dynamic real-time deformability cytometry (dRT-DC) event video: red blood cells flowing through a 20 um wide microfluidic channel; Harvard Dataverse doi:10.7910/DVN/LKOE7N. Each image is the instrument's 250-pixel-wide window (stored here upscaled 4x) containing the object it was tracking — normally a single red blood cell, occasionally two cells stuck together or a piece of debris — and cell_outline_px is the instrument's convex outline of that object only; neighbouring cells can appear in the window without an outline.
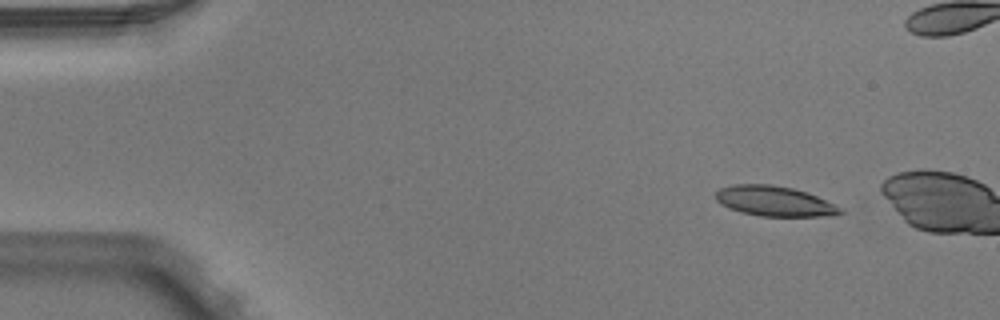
{"species": "Egyptian fruit bat (a non-hibernating species)", "species_latin": "Rousettus aegyptiacus", "temperature_condition": "warm", "stored_images_in_passage": 4, "camera_frame_rate_fps": 3000, "um_per_image_px": 0.085, "animal": {"sex": "male"}, "frame": {"image": 1, "passage_image": 2, "time_ms": 0.333, "image_size_px": [1000, 320], "cell_outline_px": [[844, 212], [836, 216], [760, 216], [740, 212], [728, 208], [720, 204], [716, 200], [716, 192], [720, 188], [732, 184], [768, 184], [792, 188], [816, 196], [844, 208]], "centroid_in_image_um": [65.83, 17.11], "position_along_channel_um": 19.2, "area_um2": 21.96}}